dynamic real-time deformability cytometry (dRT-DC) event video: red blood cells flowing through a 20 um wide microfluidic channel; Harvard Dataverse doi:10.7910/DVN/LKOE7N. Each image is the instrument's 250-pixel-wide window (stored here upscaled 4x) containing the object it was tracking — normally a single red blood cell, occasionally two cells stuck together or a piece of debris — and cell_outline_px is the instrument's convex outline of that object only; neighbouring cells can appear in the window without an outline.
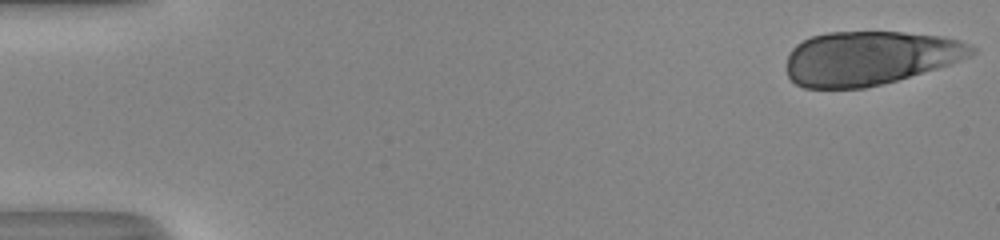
{"species": "human", "species_latin": "Homo sapiens", "temperature_condition": "room temperature", "stored_images_in_passage": 43, "camera_frame_rate_fps": 3000, "um_per_image_px": 0.085, "donor": {"sex": "male"}, "frame": {"image": 1, "passage_image": 1, "time_ms": 0.0, "image_size_px": [1000, 240], "cell_outline_px": [[976, 52], [972, 56], [936, 68], [896, 80], [864, 88], [804, 88], [796, 84], [788, 76], [788, 52], [796, 44], [812, 36], [828, 32], [904, 32], [940, 36], [960, 40], [976, 48]], "centroid_in_image_um": [73.91, 4.92], "position_along_channel_um": 11.1, "area_um2": 57.92}}
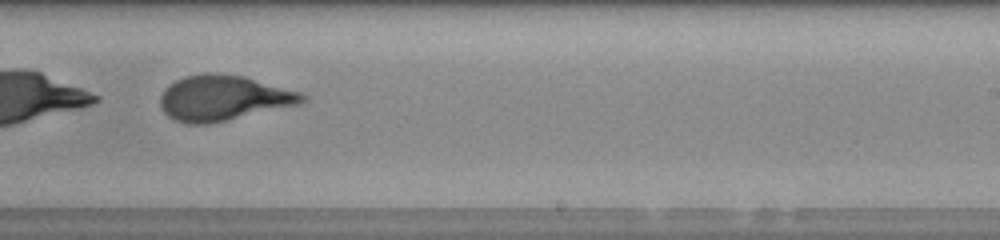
{"frame": {"image": 2, "passage_image": 33, "time_ms": 10.667, "image_size_px": [1000, 240], "cell_outline_px": [[308, 100], [300, 104], [228, 120], [208, 124], [188, 124], [176, 120], [168, 116], [160, 108], [160, 96], [164, 88], [176, 80], [184, 76], [204, 72], [216, 72], [244, 76], [300, 92], [308, 96]], "centroid_in_image_um": [18.98, 8.32], "position_along_channel_um": 270.0, "area_um2": 37.8}, "authors_computed_cell_mechanics": {"area_um2": 38.0902, "velocity_mm_per_s": 4.0728, "shape_relaxation_time_tau1_ms": 1.7596, "shape_relaxation_time_tau2_ms": 1.1783, "deformation_change_tau1": 0.3222, "deformation_change_tau2": 0.0886}}